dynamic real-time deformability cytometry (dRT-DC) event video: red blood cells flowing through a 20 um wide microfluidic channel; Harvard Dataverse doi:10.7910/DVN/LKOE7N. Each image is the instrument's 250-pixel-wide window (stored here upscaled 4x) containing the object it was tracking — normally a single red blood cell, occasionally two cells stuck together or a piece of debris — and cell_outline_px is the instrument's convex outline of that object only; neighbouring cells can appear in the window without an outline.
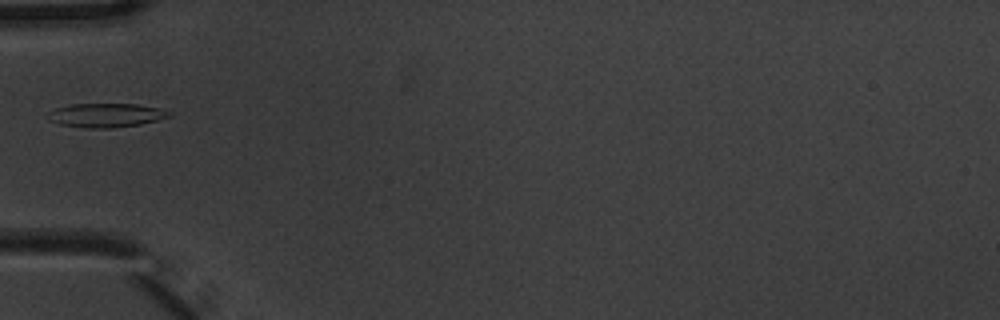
{"species": "common noctule bat (a hibernating species)", "species_latin": "Nyctalus noctula", "temperature_condition": "warm", "stored_images_in_passage": 4, "camera_frame_rate_fps": 3000, "um_per_image_px": 0.085, "animal": {"sex": "male", "body_mass_g": 20.1, "forearm_length_mm": 53.5}, "frame": {"image": 1, "passage_image": 3, "time_ms": 0.667, "image_size_px": [1000, 320], "cell_outline_px": [[172, 116], [140, 124], [112, 128], [84, 128], [60, 124], [48, 120], [48, 112], [56, 108], [72, 104], [136, 104], [160, 108], [172, 112]], "centroid_in_image_um": [9.01, 9.8], "position_along_channel_um": 76.0, "area_um2": 16.94}}